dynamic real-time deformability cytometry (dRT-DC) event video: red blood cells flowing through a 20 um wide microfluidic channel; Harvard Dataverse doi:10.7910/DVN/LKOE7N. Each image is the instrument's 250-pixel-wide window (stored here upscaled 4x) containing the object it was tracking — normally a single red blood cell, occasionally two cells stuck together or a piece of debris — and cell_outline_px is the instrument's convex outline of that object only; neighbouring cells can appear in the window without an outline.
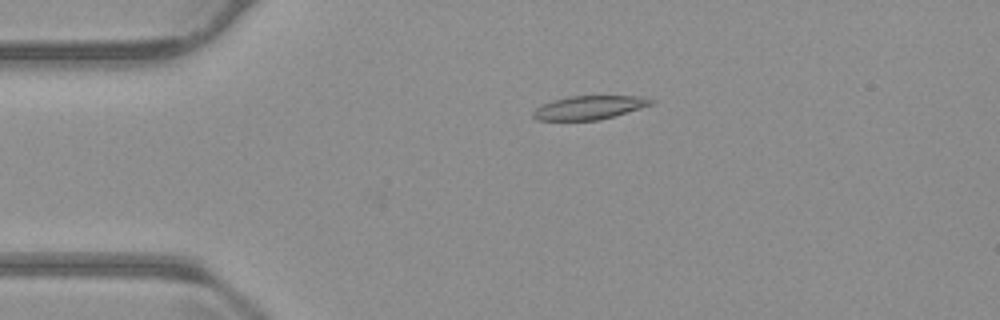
{"species": "common noctule bat (a hibernating species)", "species_latin": "Nyctalus noctula", "temperature_condition": "warm", "stored_images_in_passage": 55, "camera_frame_rate_fps": 3000, "um_per_image_px": 0.085, "animal": {"sex": "male", "body_mass_g": 23.1, "forearm_length_mm": 52.7}, "frame": {"image": 1, "passage_image": 12, "time_ms": 3.667, "image_size_px": [1000, 320], "cell_outline_px": [[656, 100], [652, 104], [640, 108], [600, 120], [536, 120], [532, 116], [532, 112], [540, 104], [552, 100], [568, 96], [640, 96]], "centroid_in_image_um": [50.04, 9.14], "position_along_channel_um": 35.0, "area_um2": 16.3}}
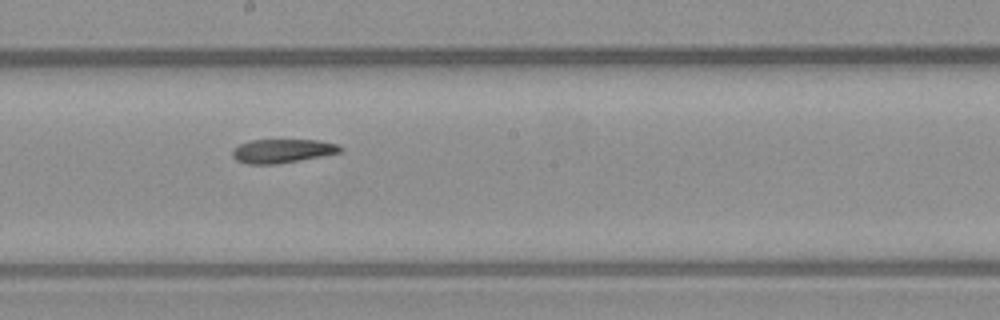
{"frame": {"image": 2, "passage_image": 30, "time_ms": 9.667, "image_size_px": [1000, 320], "cell_outline_px": [[344, 148], [340, 152], [320, 156], [276, 164], [244, 164], [236, 160], [232, 156], [232, 152], [240, 144], [252, 140], [316, 140], [340, 144]], "centroid_in_image_um": [24.0, 12.83], "position_along_channel_um": 224.2, "area_um2": 14.85}}
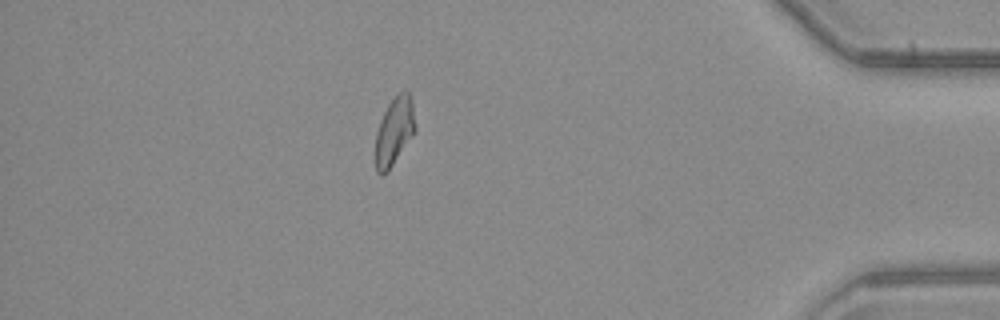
{"frame": {"image": 3, "passage_image": 48, "time_ms": 15.667, "image_size_px": [1000, 320], "cell_outline_px": [[416, 128], [412, 136], [388, 172], [380, 176], [376, 172], [376, 132], [380, 120], [388, 104], [404, 88], [408, 92], [412, 100], [416, 124]], "centroid_in_image_um": [33.52, 11.16], "position_along_channel_um": 401.7, "area_um2": 15.78}, "authors_computed_cell_mechanics": {"area_um2": 16.4152, "velocity_mm_per_s": 3.752, "shape_relaxation_time_tau1_ms": null, "shape_relaxation_time_tau2_ms": 6.1539, "deformation_change_tau1": null, "deformation_change_tau2": 0.1461}}